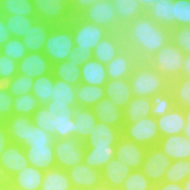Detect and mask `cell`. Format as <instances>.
I'll list each match as a JSON object with an SVG mask.
<instances>
[{
    "label": "cell",
    "instance_id": "obj_21",
    "mask_svg": "<svg viewBox=\"0 0 190 190\" xmlns=\"http://www.w3.org/2000/svg\"><path fill=\"white\" fill-rule=\"evenodd\" d=\"M92 111L99 122L122 130L124 125V110L117 108L109 98L105 97L100 102H97L92 107Z\"/></svg>",
    "mask_w": 190,
    "mask_h": 190
},
{
    "label": "cell",
    "instance_id": "obj_45",
    "mask_svg": "<svg viewBox=\"0 0 190 190\" xmlns=\"http://www.w3.org/2000/svg\"><path fill=\"white\" fill-rule=\"evenodd\" d=\"M155 185L140 171L132 170L120 190H154Z\"/></svg>",
    "mask_w": 190,
    "mask_h": 190
},
{
    "label": "cell",
    "instance_id": "obj_18",
    "mask_svg": "<svg viewBox=\"0 0 190 190\" xmlns=\"http://www.w3.org/2000/svg\"><path fill=\"white\" fill-rule=\"evenodd\" d=\"M124 47L122 32H110L94 47L92 58L106 65L111 62Z\"/></svg>",
    "mask_w": 190,
    "mask_h": 190
},
{
    "label": "cell",
    "instance_id": "obj_36",
    "mask_svg": "<svg viewBox=\"0 0 190 190\" xmlns=\"http://www.w3.org/2000/svg\"><path fill=\"white\" fill-rule=\"evenodd\" d=\"M54 78L65 81L69 85L78 86L81 83V67L75 61L65 60L53 64L52 69Z\"/></svg>",
    "mask_w": 190,
    "mask_h": 190
},
{
    "label": "cell",
    "instance_id": "obj_7",
    "mask_svg": "<svg viewBox=\"0 0 190 190\" xmlns=\"http://www.w3.org/2000/svg\"><path fill=\"white\" fill-rule=\"evenodd\" d=\"M122 136L146 148L157 145L161 138L156 118L152 116L139 118L135 123H124Z\"/></svg>",
    "mask_w": 190,
    "mask_h": 190
},
{
    "label": "cell",
    "instance_id": "obj_46",
    "mask_svg": "<svg viewBox=\"0 0 190 190\" xmlns=\"http://www.w3.org/2000/svg\"><path fill=\"white\" fill-rule=\"evenodd\" d=\"M34 79L35 78H28L24 75L17 74L14 78L6 82L4 85L12 97H18L32 92Z\"/></svg>",
    "mask_w": 190,
    "mask_h": 190
},
{
    "label": "cell",
    "instance_id": "obj_28",
    "mask_svg": "<svg viewBox=\"0 0 190 190\" xmlns=\"http://www.w3.org/2000/svg\"><path fill=\"white\" fill-rule=\"evenodd\" d=\"M74 137L84 142L91 134L98 120L92 111V108L76 107L74 112Z\"/></svg>",
    "mask_w": 190,
    "mask_h": 190
},
{
    "label": "cell",
    "instance_id": "obj_34",
    "mask_svg": "<svg viewBox=\"0 0 190 190\" xmlns=\"http://www.w3.org/2000/svg\"><path fill=\"white\" fill-rule=\"evenodd\" d=\"M40 190H74L70 178L65 170L52 168L44 171Z\"/></svg>",
    "mask_w": 190,
    "mask_h": 190
},
{
    "label": "cell",
    "instance_id": "obj_49",
    "mask_svg": "<svg viewBox=\"0 0 190 190\" xmlns=\"http://www.w3.org/2000/svg\"><path fill=\"white\" fill-rule=\"evenodd\" d=\"M173 18L175 27H187L190 24V0H174Z\"/></svg>",
    "mask_w": 190,
    "mask_h": 190
},
{
    "label": "cell",
    "instance_id": "obj_41",
    "mask_svg": "<svg viewBox=\"0 0 190 190\" xmlns=\"http://www.w3.org/2000/svg\"><path fill=\"white\" fill-rule=\"evenodd\" d=\"M54 87L53 72L39 78H35L32 87V94L40 102L45 105L52 98V88Z\"/></svg>",
    "mask_w": 190,
    "mask_h": 190
},
{
    "label": "cell",
    "instance_id": "obj_63",
    "mask_svg": "<svg viewBox=\"0 0 190 190\" xmlns=\"http://www.w3.org/2000/svg\"><path fill=\"white\" fill-rule=\"evenodd\" d=\"M0 190H13V188L10 186V184L7 182L3 186H0Z\"/></svg>",
    "mask_w": 190,
    "mask_h": 190
},
{
    "label": "cell",
    "instance_id": "obj_58",
    "mask_svg": "<svg viewBox=\"0 0 190 190\" xmlns=\"http://www.w3.org/2000/svg\"><path fill=\"white\" fill-rule=\"evenodd\" d=\"M181 77L190 78V55L185 54Z\"/></svg>",
    "mask_w": 190,
    "mask_h": 190
},
{
    "label": "cell",
    "instance_id": "obj_19",
    "mask_svg": "<svg viewBox=\"0 0 190 190\" xmlns=\"http://www.w3.org/2000/svg\"><path fill=\"white\" fill-rule=\"evenodd\" d=\"M157 145L172 161L190 160V139L183 134L161 137Z\"/></svg>",
    "mask_w": 190,
    "mask_h": 190
},
{
    "label": "cell",
    "instance_id": "obj_11",
    "mask_svg": "<svg viewBox=\"0 0 190 190\" xmlns=\"http://www.w3.org/2000/svg\"><path fill=\"white\" fill-rule=\"evenodd\" d=\"M172 160L161 151L158 145L146 149L145 158L140 171L154 184L163 182L164 174Z\"/></svg>",
    "mask_w": 190,
    "mask_h": 190
},
{
    "label": "cell",
    "instance_id": "obj_61",
    "mask_svg": "<svg viewBox=\"0 0 190 190\" xmlns=\"http://www.w3.org/2000/svg\"><path fill=\"white\" fill-rule=\"evenodd\" d=\"M183 190H190V178H187L183 183Z\"/></svg>",
    "mask_w": 190,
    "mask_h": 190
},
{
    "label": "cell",
    "instance_id": "obj_57",
    "mask_svg": "<svg viewBox=\"0 0 190 190\" xmlns=\"http://www.w3.org/2000/svg\"><path fill=\"white\" fill-rule=\"evenodd\" d=\"M186 119V125L183 131V135L190 139V106L183 109Z\"/></svg>",
    "mask_w": 190,
    "mask_h": 190
},
{
    "label": "cell",
    "instance_id": "obj_31",
    "mask_svg": "<svg viewBox=\"0 0 190 190\" xmlns=\"http://www.w3.org/2000/svg\"><path fill=\"white\" fill-rule=\"evenodd\" d=\"M174 0H158L156 5H152L145 13L149 15L159 25L172 29L175 27V18H173Z\"/></svg>",
    "mask_w": 190,
    "mask_h": 190
},
{
    "label": "cell",
    "instance_id": "obj_24",
    "mask_svg": "<svg viewBox=\"0 0 190 190\" xmlns=\"http://www.w3.org/2000/svg\"><path fill=\"white\" fill-rule=\"evenodd\" d=\"M161 137L183 134L186 119L182 108L175 106L168 113L156 118Z\"/></svg>",
    "mask_w": 190,
    "mask_h": 190
},
{
    "label": "cell",
    "instance_id": "obj_32",
    "mask_svg": "<svg viewBox=\"0 0 190 190\" xmlns=\"http://www.w3.org/2000/svg\"><path fill=\"white\" fill-rule=\"evenodd\" d=\"M106 97L104 86H93L80 83L76 86L77 107L92 108L97 102Z\"/></svg>",
    "mask_w": 190,
    "mask_h": 190
},
{
    "label": "cell",
    "instance_id": "obj_47",
    "mask_svg": "<svg viewBox=\"0 0 190 190\" xmlns=\"http://www.w3.org/2000/svg\"><path fill=\"white\" fill-rule=\"evenodd\" d=\"M53 142L54 137L51 134L35 126L33 122L28 124L27 139L23 147H31L32 145H53Z\"/></svg>",
    "mask_w": 190,
    "mask_h": 190
},
{
    "label": "cell",
    "instance_id": "obj_27",
    "mask_svg": "<svg viewBox=\"0 0 190 190\" xmlns=\"http://www.w3.org/2000/svg\"><path fill=\"white\" fill-rule=\"evenodd\" d=\"M108 80L106 65L96 59L90 58L81 66V83L99 87Z\"/></svg>",
    "mask_w": 190,
    "mask_h": 190
},
{
    "label": "cell",
    "instance_id": "obj_20",
    "mask_svg": "<svg viewBox=\"0 0 190 190\" xmlns=\"http://www.w3.org/2000/svg\"><path fill=\"white\" fill-rule=\"evenodd\" d=\"M23 149L29 165L42 171L56 167L53 145H32Z\"/></svg>",
    "mask_w": 190,
    "mask_h": 190
},
{
    "label": "cell",
    "instance_id": "obj_43",
    "mask_svg": "<svg viewBox=\"0 0 190 190\" xmlns=\"http://www.w3.org/2000/svg\"><path fill=\"white\" fill-rule=\"evenodd\" d=\"M40 106V102L34 97L32 93L14 97L13 114L32 116Z\"/></svg>",
    "mask_w": 190,
    "mask_h": 190
},
{
    "label": "cell",
    "instance_id": "obj_8",
    "mask_svg": "<svg viewBox=\"0 0 190 190\" xmlns=\"http://www.w3.org/2000/svg\"><path fill=\"white\" fill-rule=\"evenodd\" d=\"M38 20L52 26L67 25L73 18L69 0H32Z\"/></svg>",
    "mask_w": 190,
    "mask_h": 190
},
{
    "label": "cell",
    "instance_id": "obj_3",
    "mask_svg": "<svg viewBox=\"0 0 190 190\" xmlns=\"http://www.w3.org/2000/svg\"><path fill=\"white\" fill-rule=\"evenodd\" d=\"M73 33L75 49L68 56V60L75 61L81 67L88 59L92 58L94 47L110 33L106 28L87 22L75 16L67 24Z\"/></svg>",
    "mask_w": 190,
    "mask_h": 190
},
{
    "label": "cell",
    "instance_id": "obj_51",
    "mask_svg": "<svg viewBox=\"0 0 190 190\" xmlns=\"http://www.w3.org/2000/svg\"><path fill=\"white\" fill-rule=\"evenodd\" d=\"M18 74V63L0 52V84H5Z\"/></svg>",
    "mask_w": 190,
    "mask_h": 190
},
{
    "label": "cell",
    "instance_id": "obj_29",
    "mask_svg": "<svg viewBox=\"0 0 190 190\" xmlns=\"http://www.w3.org/2000/svg\"><path fill=\"white\" fill-rule=\"evenodd\" d=\"M118 16V25L123 29L145 13L138 0H111Z\"/></svg>",
    "mask_w": 190,
    "mask_h": 190
},
{
    "label": "cell",
    "instance_id": "obj_39",
    "mask_svg": "<svg viewBox=\"0 0 190 190\" xmlns=\"http://www.w3.org/2000/svg\"><path fill=\"white\" fill-rule=\"evenodd\" d=\"M175 106L182 109L190 106V78L179 77L170 81Z\"/></svg>",
    "mask_w": 190,
    "mask_h": 190
},
{
    "label": "cell",
    "instance_id": "obj_64",
    "mask_svg": "<svg viewBox=\"0 0 190 190\" xmlns=\"http://www.w3.org/2000/svg\"><path fill=\"white\" fill-rule=\"evenodd\" d=\"M6 119L0 115V128L5 126Z\"/></svg>",
    "mask_w": 190,
    "mask_h": 190
},
{
    "label": "cell",
    "instance_id": "obj_60",
    "mask_svg": "<svg viewBox=\"0 0 190 190\" xmlns=\"http://www.w3.org/2000/svg\"><path fill=\"white\" fill-rule=\"evenodd\" d=\"M8 182L7 177L5 176L3 169L1 168L0 165V186H3L4 184H6Z\"/></svg>",
    "mask_w": 190,
    "mask_h": 190
},
{
    "label": "cell",
    "instance_id": "obj_40",
    "mask_svg": "<svg viewBox=\"0 0 190 190\" xmlns=\"http://www.w3.org/2000/svg\"><path fill=\"white\" fill-rule=\"evenodd\" d=\"M7 29L11 37L22 38L29 28L37 20V17H28L21 15H3Z\"/></svg>",
    "mask_w": 190,
    "mask_h": 190
},
{
    "label": "cell",
    "instance_id": "obj_53",
    "mask_svg": "<svg viewBox=\"0 0 190 190\" xmlns=\"http://www.w3.org/2000/svg\"><path fill=\"white\" fill-rule=\"evenodd\" d=\"M97 1L100 0H69L73 17L79 16L84 10Z\"/></svg>",
    "mask_w": 190,
    "mask_h": 190
},
{
    "label": "cell",
    "instance_id": "obj_38",
    "mask_svg": "<svg viewBox=\"0 0 190 190\" xmlns=\"http://www.w3.org/2000/svg\"><path fill=\"white\" fill-rule=\"evenodd\" d=\"M0 14L37 17L32 0H0Z\"/></svg>",
    "mask_w": 190,
    "mask_h": 190
},
{
    "label": "cell",
    "instance_id": "obj_23",
    "mask_svg": "<svg viewBox=\"0 0 190 190\" xmlns=\"http://www.w3.org/2000/svg\"><path fill=\"white\" fill-rule=\"evenodd\" d=\"M132 169L117 158L110 160L101 170L103 185L120 190Z\"/></svg>",
    "mask_w": 190,
    "mask_h": 190
},
{
    "label": "cell",
    "instance_id": "obj_12",
    "mask_svg": "<svg viewBox=\"0 0 190 190\" xmlns=\"http://www.w3.org/2000/svg\"><path fill=\"white\" fill-rule=\"evenodd\" d=\"M66 172L74 190H88L103 184L102 172L85 163L76 164Z\"/></svg>",
    "mask_w": 190,
    "mask_h": 190
},
{
    "label": "cell",
    "instance_id": "obj_16",
    "mask_svg": "<svg viewBox=\"0 0 190 190\" xmlns=\"http://www.w3.org/2000/svg\"><path fill=\"white\" fill-rule=\"evenodd\" d=\"M146 149V147L122 136L115 148V158L125 163L132 170H140L145 158Z\"/></svg>",
    "mask_w": 190,
    "mask_h": 190
},
{
    "label": "cell",
    "instance_id": "obj_17",
    "mask_svg": "<svg viewBox=\"0 0 190 190\" xmlns=\"http://www.w3.org/2000/svg\"><path fill=\"white\" fill-rule=\"evenodd\" d=\"M0 165L9 180L17 172L29 165L22 145L10 143L0 156Z\"/></svg>",
    "mask_w": 190,
    "mask_h": 190
},
{
    "label": "cell",
    "instance_id": "obj_56",
    "mask_svg": "<svg viewBox=\"0 0 190 190\" xmlns=\"http://www.w3.org/2000/svg\"><path fill=\"white\" fill-rule=\"evenodd\" d=\"M11 143L9 134L7 132L6 126L0 128V156L1 153L5 150L7 145Z\"/></svg>",
    "mask_w": 190,
    "mask_h": 190
},
{
    "label": "cell",
    "instance_id": "obj_22",
    "mask_svg": "<svg viewBox=\"0 0 190 190\" xmlns=\"http://www.w3.org/2000/svg\"><path fill=\"white\" fill-rule=\"evenodd\" d=\"M43 177L44 171L28 165L13 175L8 183L13 190H40Z\"/></svg>",
    "mask_w": 190,
    "mask_h": 190
},
{
    "label": "cell",
    "instance_id": "obj_6",
    "mask_svg": "<svg viewBox=\"0 0 190 190\" xmlns=\"http://www.w3.org/2000/svg\"><path fill=\"white\" fill-rule=\"evenodd\" d=\"M73 49L75 44L71 28L68 25L53 26L43 50L52 65L67 60Z\"/></svg>",
    "mask_w": 190,
    "mask_h": 190
},
{
    "label": "cell",
    "instance_id": "obj_5",
    "mask_svg": "<svg viewBox=\"0 0 190 190\" xmlns=\"http://www.w3.org/2000/svg\"><path fill=\"white\" fill-rule=\"evenodd\" d=\"M184 56V52L170 41L148 58L146 62L159 74L171 81L181 77Z\"/></svg>",
    "mask_w": 190,
    "mask_h": 190
},
{
    "label": "cell",
    "instance_id": "obj_55",
    "mask_svg": "<svg viewBox=\"0 0 190 190\" xmlns=\"http://www.w3.org/2000/svg\"><path fill=\"white\" fill-rule=\"evenodd\" d=\"M154 190H183V185L182 183L163 181L161 183L156 184Z\"/></svg>",
    "mask_w": 190,
    "mask_h": 190
},
{
    "label": "cell",
    "instance_id": "obj_44",
    "mask_svg": "<svg viewBox=\"0 0 190 190\" xmlns=\"http://www.w3.org/2000/svg\"><path fill=\"white\" fill-rule=\"evenodd\" d=\"M190 160H174L164 174L163 181L183 183L188 178Z\"/></svg>",
    "mask_w": 190,
    "mask_h": 190
},
{
    "label": "cell",
    "instance_id": "obj_42",
    "mask_svg": "<svg viewBox=\"0 0 190 190\" xmlns=\"http://www.w3.org/2000/svg\"><path fill=\"white\" fill-rule=\"evenodd\" d=\"M151 102V116L154 118L165 115L175 107L173 95L170 90L153 95Z\"/></svg>",
    "mask_w": 190,
    "mask_h": 190
},
{
    "label": "cell",
    "instance_id": "obj_59",
    "mask_svg": "<svg viewBox=\"0 0 190 190\" xmlns=\"http://www.w3.org/2000/svg\"><path fill=\"white\" fill-rule=\"evenodd\" d=\"M144 11L152 5H156L158 0H138Z\"/></svg>",
    "mask_w": 190,
    "mask_h": 190
},
{
    "label": "cell",
    "instance_id": "obj_25",
    "mask_svg": "<svg viewBox=\"0 0 190 190\" xmlns=\"http://www.w3.org/2000/svg\"><path fill=\"white\" fill-rule=\"evenodd\" d=\"M104 87L106 91V98H109L117 106V108L122 110L125 109L133 98L129 78L108 80Z\"/></svg>",
    "mask_w": 190,
    "mask_h": 190
},
{
    "label": "cell",
    "instance_id": "obj_30",
    "mask_svg": "<svg viewBox=\"0 0 190 190\" xmlns=\"http://www.w3.org/2000/svg\"><path fill=\"white\" fill-rule=\"evenodd\" d=\"M32 122L31 116L16 115L6 118L5 126L11 143L24 146L27 139L28 124Z\"/></svg>",
    "mask_w": 190,
    "mask_h": 190
},
{
    "label": "cell",
    "instance_id": "obj_52",
    "mask_svg": "<svg viewBox=\"0 0 190 190\" xmlns=\"http://www.w3.org/2000/svg\"><path fill=\"white\" fill-rule=\"evenodd\" d=\"M13 99L4 84H0V115L5 119L13 115Z\"/></svg>",
    "mask_w": 190,
    "mask_h": 190
},
{
    "label": "cell",
    "instance_id": "obj_4",
    "mask_svg": "<svg viewBox=\"0 0 190 190\" xmlns=\"http://www.w3.org/2000/svg\"><path fill=\"white\" fill-rule=\"evenodd\" d=\"M133 96L149 97L166 92L170 88V81L159 74L146 61H140L129 77Z\"/></svg>",
    "mask_w": 190,
    "mask_h": 190
},
{
    "label": "cell",
    "instance_id": "obj_14",
    "mask_svg": "<svg viewBox=\"0 0 190 190\" xmlns=\"http://www.w3.org/2000/svg\"><path fill=\"white\" fill-rule=\"evenodd\" d=\"M53 65L43 52H28L18 62V74L30 78H39L52 73Z\"/></svg>",
    "mask_w": 190,
    "mask_h": 190
},
{
    "label": "cell",
    "instance_id": "obj_15",
    "mask_svg": "<svg viewBox=\"0 0 190 190\" xmlns=\"http://www.w3.org/2000/svg\"><path fill=\"white\" fill-rule=\"evenodd\" d=\"M139 62L135 53L124 47L111 62L106 64L108 79L129 78Z\"/></svg>",
    "mask_w": 190,
    "mask_h": 190
},
{
    "label": "cell",
    "instance_id": "obj_10",
    "mask_svg": "<svg viewBox=\"0 0 190 190\" xmlns=\"http://www.w3.org/2000/svg\"><path fill=\"white\" fill-rule=\"evenodd\" d=\"M80 18L95 25L102 26L110 32L122 31L118 25V16L111 0H100L84 10Z\"/></svg>",
    "mask_w": 190,
    "mask_h": 190
},
{
    "label": "cell",
    "instance_id": "obj_2",
    "mask_svg": "<svg viewBox=\"0 0 190 190\" xmlns=\"http://www.w3.org/2000/svg\"><path fill=\"white\" fill-rule=\"evenodd\" d=\"M75 108L67 104H45L34 112L31 119L35 126L51 134L54 139L72 138Z\"/></svg>",
    "mask_w": 190,
    "mask_h": 190
},
{
    "label": "cell",
    "instance_id": "obj_54",
    "mask_svg": "<svg viewBox=\"0 0 190 190\" xmlns=\"http://www.w3.org/2000/svg\"><path fill=\"white\" fill-rule=\"evenodd\" d=\"M11 38L10 31L5 24L4 16L0 14V48Z\"/></svg>",
    "mask_w": 190,
    "mask_h": 190
},
{
    "label": "cell",
    "instance_id": "obj_65",
    "mask_svg": "<svg viewBox=\"0 0 190 190\" xmlns=\"http://www.w3.org/2000/svg\"><path fill=\"white\" fill-rule=\"evenodd\" d=\"M188 178H190V166H189V173H188Z\"/></svg>",
    "mask_w": 190,
    "mask_h": 190
},
{
    "label": "cell",
    "instance_id": "obj_13",
    "mask_svg": "<svg viewBox=\"0 0 190 190\" xmlns=\"http://www.w3.org/2000/svg\"><path fill=\"white\" fill-rule=\"evenodd\" d=\"M121 137L122 130L98 121L83 143L85 148H116Z\"/></svg>",
    "mask_w": 190,
    "mask_h": 190
},
{
    "label": "cell",
    "instance_id": "obj_35",
    "mask_svg": "<svg viewBox=\"0 0 190 190\" xmlns=\"http://www.w3.org/2000/svg\"><path fill=\"white\" fill-rule=\"evenodd\" d=\"M46 104H67V106L77 107L76 86L69 85L65 81L54 78L52 98Z\"/></svg>",
    "mask_w": 190,
    "mask_h": 190
},
{
    "label": "cell",
    "instance_id": "obj_62",
    "mask_svg": "<svg viewBox=\"0 0 190 190\" xmlns=\"http://www.w3.org/2000/svg\"><path fill=\"white\" fill-rule=\"evenodd\" d=\"M88 190H112V189H110L108 186H105L102 184L101 186H99L97 188H92V189H88Z\"/></svg>",
    "mask_w": 190,
    "mask_h": 190
},
{
    "label": "cell",
    "instance_id": "obj_33",
    "mask_svg": "<svg viewBox=\"0 0 190 190\" xmlns=\"http://www.w3.org/2000/svg\"><path fill=\"white\" fill-rule=\"evenodd\" d=\"M151 108V98L133 96L124 109V123H135L139 118L151 116Z\"/></svg>",
    "mask_w": 190,
    "mask_h": 190
},
{
    "label": "cell",
    "instance_id": "obj_1",
    "mask_svg": "<svg viewBox=\"0 0 190 190\" xmlns=\"http://www.w3.org/2000/svg\"><path fill=\"white\" fill-rule=\"evenodd\" d=\"M124 46L132 50L139 61H146L171 41V29L159 25L144 13L122 29Z\"/></svg>",
    "mask_w": 190,
    "mask_h": 190
},
{
    "label": "cell",
    "instance_id": "obj_26",
    "mask_svg": "<svg viewBox=\"0 0 190 190\" xmlns=\"http://www.w3.org/2000/svg\"><path fill=\"white\" fill-rule=\"evenodd\" d=\"M52 27V25L37 19L21 38L27 52H43L44 43Z\"/></svg>",
    "mask_w": 190,
    "mask_h": 190
},
{
    "label": "cell",
    "instance_id": "obj_50",
    "mask_svg": "<svg viewBox=\"0 0 190 190\" xmlns=\"http://www.w3.org/2000/svg\"><path fill=\"white\" fill-rule=\"evenodd\" d=\"M171 41L184 54L190 55V29L188 27H173L171 29Z\"/></svg>",
    "mask_w": 190,
    "mask_h": 190
},
{
    "label": "cell",
    "instance_id": "obj_48",
    "mask_svg": "<svg viewBox=\"0 0 190 190\" xmlns=\"http://www.w3.org/2000/svg\"><path fill=\"white\" fill-rule=\"evenodd\" d=\"M0 52L13 59L17 63L28 53L21 38L11 37L0 48Z\"/></svg>",
    "mask_w": 190,
    "mask_h": 190
},
{
    "label": "cell",
    "instance_id": "obj_9",
    "mask_svg": "<svg viewBox=\"0 0 190 190\" xmlns=\"http://www.w3.org/2000/svg\"><path fill=\"white\" fill-rule=\"evenodd\" d=\"M53 147L57 168L67 171L76 164L83 163L85 147L77 137L54 139Z\"/></svg>",
    "mask_w": 190,
    "mask_h": 190
},
{
    "label": "cell",
    "instance_id": "obj_37",
    "mask_svg": "<svg viewBox=\"0 0 190 190\" xmlns=\"http://www.w3.org/2000/svg\"><path fill=\"white\" fill-rule=\"evenodd\" d=\"M113 158L115 148H85L83 163L101 171Z\"/></svg>",
    "mask_w": 190,
    "mask_h": 190
}]
</instances>
